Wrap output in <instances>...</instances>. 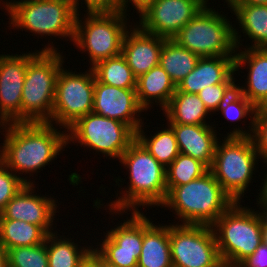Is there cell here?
Masks as SVG:
<instances>
[{"label":"cell","mask_w":267,"mask_h":267,"mask_svg":"<svg viewBox=\"0 0 267 267\" xmlns=\"http://www.w3.org/2000/svg\"><path fill=\"white\" fill-rule=\"evenodd\" d=\"M162 113L168 124L210 125L211 113L197 94L176 91Z\"/></svg>","instance_id":"d4e9b609"},{"label":"cell","mask_w":267,"mask_h":267,"mask_svg":"<svg viewBox=\"0 0 267 267\" xmlns=\"http://www.w3.org/2000/svg\"><path fill=\"white\" fill-rule=\"evenodd\" d=\"M39 52L0 54V125L21 123L22 90L28 62ZM22 54V55H21Z\"/></svg>","instance_id":"9a60e30c"},{"label":"cell","mask_w":267,"mask_h":267,"mask_svg":"<svg viewBox=\"0 0 267 267\" xmlns=\"http://www.w3.org/2000/svg\"><path fill=\"white\" fill-rule=\"evenodd\" d=\"M231 14L235 15L236 23L241 28L240 31L235 27V42L237 48H267V5L253 4H228ZM238 21V22H237ZM242 32V34H240ZM249 39L248 43L243 45L242 36ZM248 37V38H247ZM242 44H241V43ZM241 46V47H240Z\"/></svg>","instance_id":"7402d4cb"},{"label":"cell","mask_w":267,"mask_h":267,"mask_svg":"<svg viewBox=\"0 0 267 267\" xmlns=\"http://www.w3.org/2000/svg\"><path fill=\"white\" fill-rule=\"evenodd\" d=\"M25 185L26 183L0 160V212Z\"/></svg>","instance_id":"d590c367"},{"label":"cell","mask_w":267,"mask_h":267,"mask_svg":"<svg viewBox=\"0 0 267 267\" xmlns=\"http://www.w3.org/2000/svg\"><path fill=\"white\" fill-rule=\"evenodd\" d=\"M219 141L209 170L234 202H244V193L255 181L253 175L260 161L253 140L246 136H224Z\"/></svg>","instance_id":"8992f818"},{"label":"cell","mask_w":267,"mask_h":267,"mask_svg":"<svg viewBox=\"0 0 267 267\" xmlns=\"http://www.w3.org/2000/svg\"><path fill=\"white\" fill-rule=\"evenodd\" d=\"M150 219L143 213V244L137 267H173L169 224H154Z\"/></svg>","instance_id":"603a6c76"},{"label":"cell","mask_w":267,"mask_h":267,"mask_svg":"<svg viewBox=\"0 0 267 267\" xmlns=\"http://www.w3.org/2000/svg\"><path fill=\"white\" fill-rule=\"evenodd\" d=\"M242 68L248 72L246 85L237 84V90L256 108L267 106V48L238 49L235 56L236 75Z\"/></svg>","instance_id":"ac0fdd59"},{"label":"cell","mask_w":267,"mask_h":267,"mask_svg":"<svg viewBox=\"0 0 267 267\" xmlns=\"http://www.w3.org/2000/svg\"><path fill=\"white\" fill-rule=\"evenodd\" d=\"M135 139L136 133L127 124L93 112L79 118L67 129V148L72 143L80 144L106 159L119 160Z\"/></svg>","instance_id":"30bf717a"},{"label":"cell","mask_w":267,"mask_h":267,"mask_svg":"<svg viewBox=\"0 0 267 267\" xmlns=\"http://www.w3.org/2000/svg\"><path fill=\"white\" fill-rule=\"evenodd\" d=\"M205 6L201 0H155L135 24L147 33L173 39Z\"/></svg>","instance_id":"5bb4252c"},{"label":"cell","mask_w":267,"mask_h":267,"mask_svg":"<svg viewBox=\"0 0 267 267\" xmlns=\"http://www.w3.org/2000/svg\"><path fill=\"white\" fill-rule=\"evenodd\" d=\"M259 209H260V211H259ZM257 212H258V214L261 218L262 224H263L262 230H267V207L258 208Z\"/></svg>","instance_id":"ee69618b"},{"label":"cell","mask_w":267,"mask_h":267,"mask_svg":"<svg viewBox=\"0 0 267 267\" xmlns=\"http://www.w3.org/2000/svg\"><path fill=\"white\" fill-rule=\"evenodd\" d=\"M72 1H73V7H74L76 14H81L82 9L84 10L86 9L84 11L85 13L122 12V1L121 0H72ZM80 4H81V7H80ZM83 4H85L86 7L85 6L83 7Z\"/></svg>","instance_id":"8d00e7d4"},{"label":"cell","mask_w":267,"mask_h":267,"mask_svg":"<svg viewBox=\"0 0 267 267\" xmlns=\"http://www.w3.org/2000/svg\"><path fill=\"white\" fill-rule=\"evenodd\" d=\"M64 66L67 67L63 65L57 77L52 118L48 123L67 130L79 118L92 113L95 74L90 67L78 73Z\"/></svg>","instance_id":"8fae6325"},{"label":"cell","mask_w":267,"mask_h":267,"mask_svg":"<svg viewBox=\"0 0 267 267\" xmlns=\"http://www.w3.org/2000/svg\"><path fill=\"white\" fill-rule=\"evenodd\" d=\"M21 1H25V0H4V1H1V3H0V8L2 9V11H3V9L4 10H6V11H4L5 13L6 12H8L16 3H18V2H21ZM3 2V3H2ZM2 6V7H1Z\"/></svg>","instance_id":"7bdbcfd3"},{"label":"cell","mask_w":267,"mask_h":267,"mask_svg":"<svg viewBox=\"0 0 267 267\" xmlns=\"http://www.w3.org/2000/svg\"><path fill=\"white\" fill-rule=\"evenodd\" d=\"M121 1H122V12L124 14L130 15V13H128V12L131 11L130 6L132 5V7H134L133 12L136 9V13L139 15L140 13H142V11H144L155 0H121ZM130 3H131V5H130Z\"/></svg>","instance_id":"f35d334b"},{"label":"cell","mask_w":267,"mask_h":267,"mask_svg":"<svg viewBox=\"0 0 267 267\" xmlns=\"http://www.w3.org/2000/svg\"><path fill=\"white\" fill-rule=\"evenodd\" d=\"M218 10L206 5L173 40L199 57L236 56L235 26Z\"/></svg>","instance_id":"9c48e42d"},{"label":"cell","mask_w":267,"mask_h":267,"mask_svg":"<svg viewBox=\"0 0 267 267\" xmlns=\"http://www.w3.org/2000/svg\"><path fill=\"white\" fill-rule=\"evenodd\" d=\"M63 235V236H62ZM55 232L47 234L48 267H79L81 261L93 249V244L81 246L68 236ZM79 246V247H78Z\"/></svg>","instance_id":"484cf974"},{"label":"cell","mask_w":267,"mask_h":267,"mask_svg":"<svg viewBox=\"0 0 267 267\" xmlns=\"http://www.w3.org/2000/svg\"><path fill=\"white\" fill-rule=\"evenodd\" d=\"M79 267H103V260L94 249H92L81 261Z\"/></svg>","instance_id":"60d3db41"},{"label":"cell","mask_w":267,"mask_h":267,"mask_svg":"<svg viewBox=\"0 0 267 267\" xmlns=\"http://www.w3.org/2000/svg\"><path fill=\"white\" fill-rule=\"evenodd\" d=\"M239 265L242 267H267V245L262 242L253 254Z\"/></svg>","instance_id":"74e56055"},{"label":"cell","mask_w":267,"mask_h":267,"mask_svg":"<svg viewBox=\"0 0 267 267\" xmlns=\"http://www.w3.org/2000/svg\"><path fill=\"white\" fill-rule=\"evenodd\" d=\"M203 1L206 5H210L211 3H209V0H201Z\"/></svg>","instance_id":"681fc988"},{"label":"cell","mask_w":267,"mask_h":267,"mask_svg":"<svg viewBox=\"0 0 267 267\" xmlns=\"http://www.w3.org/2000/svg\"><path fill=\"white\" fill-rule=\"evenodd\" d=\"M235 74V56L200 57L195 68L178 84L176 91L197 94L209 85L236 83L239 80Z\"/></svg>","instance_id":"ffe728a7"},{"label":"cell","mask_w":267,"mask_h":267,"mask_svg":"<svg viewBox=\"0 0 267 267\" xmlns=\"http://www.w3.org/2000/svg\"><path fill=\"white\" fill-rule=\"evenodd\" d=\"M165 128L154 131L147 136L145 124L136 131V139L147 149V151L165 168L179 155V149L175 133L172 127L165 123Z\"/></svg>","instance_id":"4316f807"},{"label":"cell","mask_w":267,"mask_h":267,"mask_svg":"<svg viewBox=\"0 0 267 267\" xmlns=\"http://www.w3.org/2000/svg\"><path fill=\"white\" fill-rule=\"evenodd\" d=\"M229 267H242L239 264H229Z\"/></svg>","instance_id":"7dc6e473"},{"label":"cell","mask_w":267,"mask_h":267,"mask_svg":"<svg viewBox=\"0 0 267 267\" xmlns=\"http://www.w3.org/2000/svg\"><path fill=\"white\" fill-rule=\"evenodd\" d=\"M241 203L234 202L211 225L222 263L240 264L263 242L258 212Z\"/></svg>","instance_id":"52a82bcc"},{"label":"cell","mask_w":267,"mask_h":267,"mask_svg":"<svg viewBox=\"0 0 267 267\" xmlns=\"http://www.w3.org/2000/svg\"><path fill=\"white\" fill-rule=\"evenodd\" d=\"M119 163L129 172L127 186L122 187L121 191L118 189L119 191L117 190L114 197L116 199L112 202L110 200L106 205H104L105 202H102L103 200L96 198L93 207L96 210L105 208L104 210L118 212H139L142 209H150L155 206L159 208L164 203L168 193L166 168L137 139L123 152Z\"/></svg>","instance_id":"7a4b0ae2"},{"label":"cell","mask_w":267,"mask_h":267,"mask_svg":"<svg viewBox=\"0 0 267 267\" xmlns=\"http://www.w3.org/2000/svg\"><path fill=\"white\" fill-rule=\"evenodd\" d=\"M34 185L26 184L0 212V219L25 221L40 226L47 234L53 233L56 213H59L58 199L53 195H37Z\"/></svg>","instance_id":"2e32d148"},{"label":"cell","mask_w":267,"mask_h":267,"mask_svg":"<svg viewBox=\"0 0 267 267\" xmlns=\"http://www.w3.org/2000/svg\"><path fill=\"white\" fill-rule=\"evenodd\" d=\"M0 267H8L7 251L0 246Z\"/></svg>","instance_id":"f6af8a7d"},{"label":"cell","mask_w":267,"mask_h":267,"mask_svg":"<svg viewBox=\"0 0 267 267\" xmlns=\"http://www.w3.org/2000/svg\"><path fill=\"white\" fill-rule=\"evenodd\" d=\"M175 92V84L159 64L138 77L136 81L137 100L146 112L154 109L155 105H159L158 108L163 111Z\"/></svg>","instance_id":"cb8c5ba5"},{"label":"cell","mask_w":267,"mask_h":267,"mask_svg":"<svg viewBox=\"0 0 267 267\" xmlns=\"http://www.w3.org/2000/svg\"><path fill=\"white\" fill-rule=\"evenodd\" d=\"M169 125L175 133L179 152L200 160L210 168L220 140L218 135H221L217 132L216 125L212 122L210 125Z\"/></svg>","instance_id":"44dd1931"},{"label":"cell","mask_w":267,"mask_h":267,"mask_svg":"<svg viewBox=\"0 0 267 267\" xmlns=\"http://www.w3.org/2000/svg\"><path fill=\"white\" fill-rule=\"evenodd\" d=\"M233 203L208 170L185 185L173 187L160 207L176 215V224L211 226Z\"/></svg>","instance_id":"3957f363"},{"label":"cell","mask_w":267,"mask_h":267,"mask_svg":"<svg viewBox=\"0 0 267 267\" xmlns=\"http://www.w3.org/2000/svg\"><path fill=\"white\" fill-rule=\"evenodd\" d=\"M7 254L8 267H48L46 239L39 245L8 249Z\"/></svg>","instance_id":"d6a6232c"},{"label":"cell","mask_w":267,"mask_h":267,"mask_svg":"<svg viewBox=\"0 0 267 267\" xmlns=\"http://www.w3.org/2000/svg\"><path fill=\"white\" fill-rule=\"evenodd\" d=\"M166 38L147 33L137 24L125 34L122 52L136 78L159 64L160 53Z\"/></svg>","instance_id":"d6986e66"},{"label":"cell","mask_w":267,"mask_h":267,"mask_svg":"<svg viewBox=\"0 0 267 267\" xmlns=\"http://www.w3.org/2000/svg\"><path fill=\"white\" fill-rule=\"evenodd\" d=\"M92 69L100 83L123 89L136 88L137 78L122 54L100 61Z\"/></svg>","instance_id":"4dcf8cb0"},{"label":"cell","mask_w":267,"mask_h":267,"mask_svg":"<svg viewBox=\"0 0 267 267\" xmlns=\"http://www.w3.org/2000/svg\"><path fill=\"white\" fill-rule=\"evenodd\" d=\"M256 107L237 89L225 100V102L220 106L217 112L223 115L224 119L228 122H245L249 118V125L247 129L244 127H235L230 130L225 136H246L251 137L253 132V122L256 112Z\"/></svg>","instance_id":"f546056e"},{"label":"cell","mask_w":267,"mask_h":267,"mask_svg":"<svg viewBox=\"0 0 267 267\" xmlns=\"http://www.w3.org/2000/svg\"><path fill=\"white\" fill-rule=\"evenodd\" d=\"M8 14V15H7ZM5 15L9 28L52 36L73 42L76 12L72 0H25L16 3Z\"/></svg>","instance_id":"ba28073f"},{"label":"cell","mask_w":267,"mask_h":267,"mask_svg":"<svg viewBox=\"0 0 267 267\" xmlns=\"http://www.w3.org/2000/svg\"><path fill=\"white\" fill-rule=\"evenodd\" d=\"M236 89L237 83H220L203 88L197 95L213 115Z\"/></svg>","instance_id":"836d02e7"},{"label":"cell","mask_w":267,"mask_h":267,"mask_svg":"<svg viewBox=\"0 0 267 267\" xmlns=\"http://www.w3.org/2000/svg\"><path fill=\"white\" fill-rule=\"evenodd\" d=\"M251 139L260 162L267 164V106L256 109Z\"/></svg>","instance_id":"e575fe53"},{"label":"cell","mask_w":267,"mask_h":267,"mask_svg":"<svg viewBox=\"0 0 267 267\" xmlns=\"http://www.w3.org/2000/svg\"><path fill=\"white\" fill-rule=\"evenodd\" d=\"M47 233L38 225L20 220L0 219V246L6 251L15 247L43 243Z\"/></svg>","instance_id":"f1b7e54d"},{"label":"cell","mask_w":267,"mask_h":267,"mask_svg":"<svg viewBox=\"0 0 267 267\" xmlns=\"http://www.w3.org/2000/svg\"><path fill=\"white\" fill-rule=\"evenodd\" d=\"M113 217L129 214L123 222L111 226L100 242L93 246L94 251L102 258L104 264L111 267H137L143 244V212H118L109 210ZM121 222V223H120ZM113 227V228H112ZM98 246V247H97ZM100 246V247H99Z\"/></svg>","instance_id":"4fadbf2b"},{"label":"cell","mask_w":267,"mask_h":267,"mask_svg":"<svg viewBox=\"0 0 267 267\" xmlns=\"http://www.w3.org/2000/svg\"><path fill=\"white\" fill-rule=\"evenodd\" d=\"M265 167L267 166V164L264 165ZM267 168V167H266ZM266 174V175H265ZM265 178V179H264ZM264 178L261 179V181H263L261 183L260 189L258 190L259 193H257L258 195L256 196V202L255 204H257V208H263V207H267V170L264 173Z\"/></svg>","instance_id":"ab89813d"},{"label":"cell","mask_w":267,"mask_h":267,"mask_svg":"<svg viewBox=\"0 0 267 267\" xmlns=\"http://www.w3.org/2000/svg\"><path fill=\"white\" fill-rule=\"evenodd\" d=\"M228 4L267 5V0H224Z\"/></svg>","instance_id":"b9f144b4"},{"label":"cell","mask_w":267,"mask_h":267,"mask_svg":"<svg viewBox=\"0 0 267 267\" xmlns=\"http://www.w3.org/2000/svg\"><path fill=\"white\" fill-rule=\"evenodd\" d=\"M208 170L209 168L200 160L179 153L165 171L167 191L201 177Z\"/></svg>","instance_id":"1f68e13d"},{"label":"cell","mask_w":267,"mask_h":267,"mask_svg":"<svg viewBox=\"0 0 267 267\" xmlns=\"http://www.w3.org/2000/svg\"><path fill=\"white\" fill-rule=\"evenodd\" d=\"M219 267H229V264L228 263H223Z\"/></svg>","instance_id":"c3c4849f"},{"label":"cell","mask_w":267,"mask_h":267,"mask_svg":"<svg viewBox=\"0 0 267 267\" xmlns=\"http://www.w3.org/2000/svg\"><path fill=\"white\" fill-rule=\"evenodd\" d=\"M103 267H111V266H108V265L104 264V262H103Z\"/></svg>","instance_id":"f907efd6"},{"label":"cell","mask_w":267,"mask_h":267,"mask_svg":"<svg viewBox=\"0 0 267 267\" xmlns=\"http://www.w3.org/2000/svg\"><path fill=\"white\" fill-rule=\"evenodd\" d=\"M200 57L178 45L173 39H166L160 53L159 65L178 84L195 68Z\"/></svg>","instance_id":"83f0119b"},{"label":"cell","mask_w":267,"mask_h":267,"mask_svg":"<svg viewBox=\"0 0 267 267\" xmlns=\"http://www.w3.org/2000/svg\"><path fill=\"white\" fill-rule=\"evenodd\" d=\"M93 113L127 124L135 133L143 125L146 112L138 103L136 88H118L95 78ZM142 114V115H141Z\"/></svg>","instance_id":"e0dca14e"},{"label":"cell","mask_w":267,"mask_h":267,"mask_svg":"<svg viewBox=\"0 0 267 267\" xmlns=\"http://www.w3.org/2000/svg\"><path fill=\"white\" fill-rule=\"evenodd\" d=\"M81 14L75 18L72 44L90 58L88 66L92 68L100 61L120 55L125 34L135 24L130 22L131 17L123 12Z\"/></svg>","instance_id":"5b68a950"},{"label":"cell","mask_w":267,"mask_h":267,"mask_svg":"<svg viewBox=\"0 0 267 267\" xmlns=\"http://www.w3.org/2000/svg\"><path fill=\"white\" fill-rule=\"evenodd\" d=\"M262 241L267 245V230H262Z\"/></svg>","instance_id":"bcb514c9"},{"label":"cell","mask_w":267,"mask_h":267,"mask_svg":"<svg viewBox=\"0 0 267 267\" xmlns=\"http://www.w3.org/2000/svg\"><path fill=\"white\" fill-rule=\"evenodd\" d=\"M57 127L48 122L0 125L4 136L0 143L3 144L0 145V160L26 184H34L29 177H34L35 173L37 176L45 166H50L67 147V130Z\"/></svg>","instance_id":"6da1fadb"},{"label":"cell","mask_w":267,"mask_h":267,"mask_svg":"<svg viewBox=\"0 0 267 267\" xmlns=\"http://www.w3.org/2000/svg\"><path fill=\"white\" fill-rule=\"evenodd\" d=\"M169 240L173 267H219L212 226L169 223Z\"/></svg>","instance_id":"7c38bea8"},{"label":"cell","mask_w":267,"mask_h":267,"mask_svg":"<svg viewBox=\"0 0 267 267\" xmlns=\"http://www.w3.org/2000/svg\"><path fill=\"white\" fill-rule=\"evenodd\" d=\"M54 45L53 41L48 42L28 62L22 90L21 122H49L52 118L57 77L66 61L63 52Z\"/></svg>","instance_id":"277c9868"}]
</instances>
